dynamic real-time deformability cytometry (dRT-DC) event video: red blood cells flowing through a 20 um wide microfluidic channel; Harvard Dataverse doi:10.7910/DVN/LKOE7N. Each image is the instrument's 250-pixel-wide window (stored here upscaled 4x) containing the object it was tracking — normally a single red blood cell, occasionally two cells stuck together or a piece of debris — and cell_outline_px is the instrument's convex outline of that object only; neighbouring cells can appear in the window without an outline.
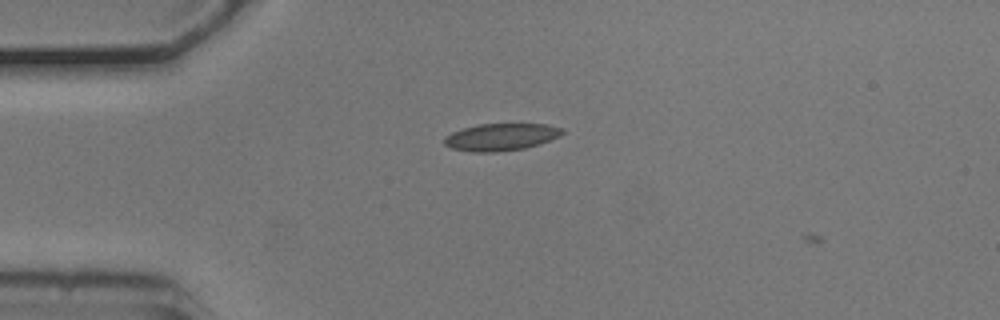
{"species": "common noctule bat (a hibernating species)", "species_latin": "Nyctalus noctula", "temperature_condition": "cold", "stored_images_in_passage": 5, "camera_frame_rate_fps": 3000, "um_per_image_px": 0.085, "animal": {"sex": "male", "body_mass_g": 20.5, "forearm_length_mm": 52.5}, "frame": {"image": 1, "passage_image": 4, "time_ms": 1.0, "image_size_px": [1000, 320], "cell_outline_px": [[564, 132], [560, 136], [540, 144], [524, 148], [496, 152], [472, 152], [452, 148], [444, 144], [444, 136], [452, 132], [464, 128], [480, 124], [544, 124], [564, 128]], "centroid_in_image_um": [42.59, 11.64], "position_along_channel_um": 42.4, "area_um2": 18.67}}